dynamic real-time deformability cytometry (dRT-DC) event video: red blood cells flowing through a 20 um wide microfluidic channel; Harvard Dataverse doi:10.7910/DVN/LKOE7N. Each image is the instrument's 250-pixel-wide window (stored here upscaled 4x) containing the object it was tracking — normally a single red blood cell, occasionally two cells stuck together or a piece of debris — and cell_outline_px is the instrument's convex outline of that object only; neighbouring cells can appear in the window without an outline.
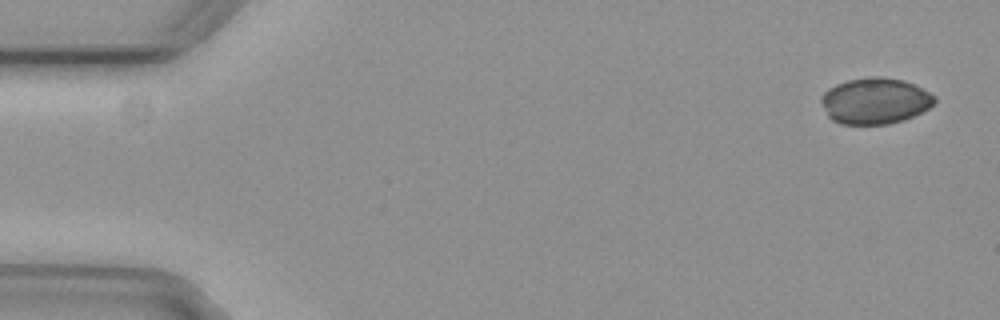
{"species": "common noctule bat (a hibernating species)", "species_latin": "Nyctalus noctula", "temperature_condition": "cold", "stored_images_in_passage": 7, "camera_frame_rate_fps": 3000, "um_per_image_px": 0.085, "animal": {"sex": "female", "body_mass_g": 29.2, "forearm_length_mm": 56.3}, "frame": {"image": 1, "passage_image": 1, "time_ms": 0.0, "image_size_px": [1000, 320], "cell_outline_px": [[936, 100], [928, 108], [904, 120], [888, 124], [840, 124], [832, 120], [828, 116], [820, 104], [820, 96], [828, 88], [836, 84], [848, 80], [868, 76], [876, 76], [904, 80], [936, 96]], "centroid_in_image_um": [74.32, 8.57], "position_along_channel_um": 10.7, "area_um2": 30.52}}
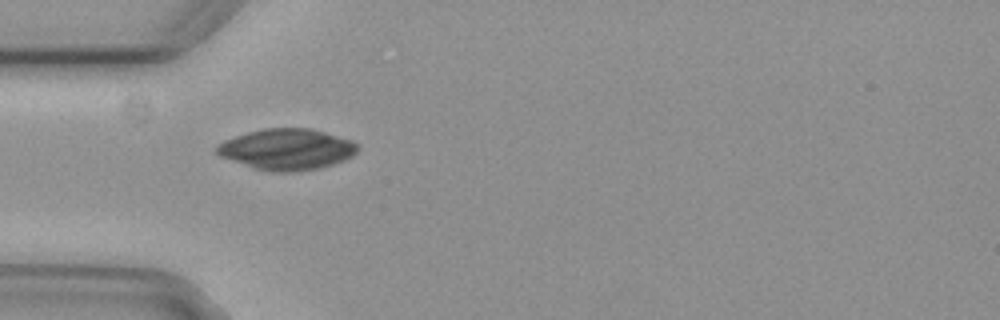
{"frame": {"image": 2, "passage_image": 5, "time_ms": 1.333, "image_size_px": [1000, 320], "cell_outline_px": [[360, 148], [352, 156], [344, 160], [320, 168], [296, 172], [272, 172], [252, 168], [220, 156], [216, 152], [216, 148], [224, 140], [248, 132], [264, 128], [312, 128], [352, 140]], "centroid_in_image_um": [24.4, 12.69], "position_along_channel_um": 60.6, "area_um2": 33.76}}